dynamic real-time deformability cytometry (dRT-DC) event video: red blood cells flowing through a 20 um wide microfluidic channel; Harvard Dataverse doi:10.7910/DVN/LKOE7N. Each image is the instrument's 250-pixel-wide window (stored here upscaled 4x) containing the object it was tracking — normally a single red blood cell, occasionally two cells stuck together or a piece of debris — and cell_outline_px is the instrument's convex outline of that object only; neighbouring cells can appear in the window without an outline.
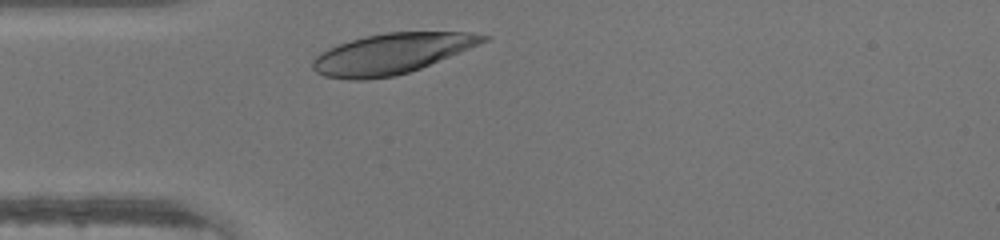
{"species": "human", "species_latin": "Homo sapiens", "temperature_condition": "warm", "stored_images_in_passage": 25, "camera_frame_rate_fps": 3000, "um_per_image_px": 0.085, "donor": {"sex": "male"}, "frame": {"image": 1, "passage_image": 2, "time_ms": 0.333, "image_size_px": [1000, 240], "cell_outline_px": [[492, 36], [488, 40], [480, 44], [420, 68], [396, 76], [364, 80], [348, 80], [324, 76], [316, 72], [312, 68], [312, 60], [320, 52], [328, 48], [352, 40], [368, 36], [388, 32], [472, 32]], "centroid_in_image_um": [33.28, 4.57], "position_along_channel_um": 51.7, "area_um2": 40.0}}
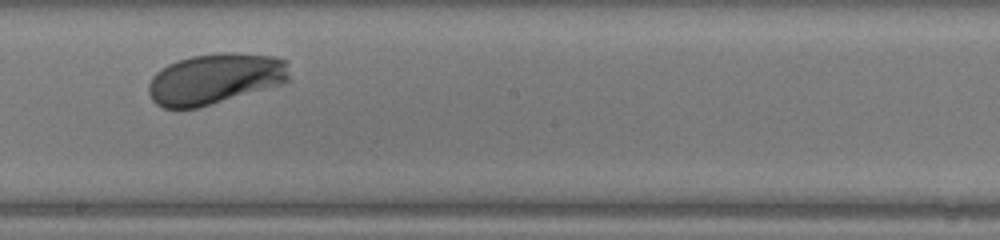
{"frame": {"image": 2, "passage_image": 15, "time_ms": 4.667, "image_size_px": [1000, 240], "cell_outline_px": [[292, 80], [280, 84], [200, 108], [164, 108], [156, 104], [152, 100], [148, 92], [148, 84], [152, 76], [160, 68], [176, 60], [192, 56], [220, 52], [236, 52], [276, 56], [288, 60]], "centroid_in_image_um": [18.31, 6.68], "position_along_channel_um": 229.9, "area_um2": 42.37}}
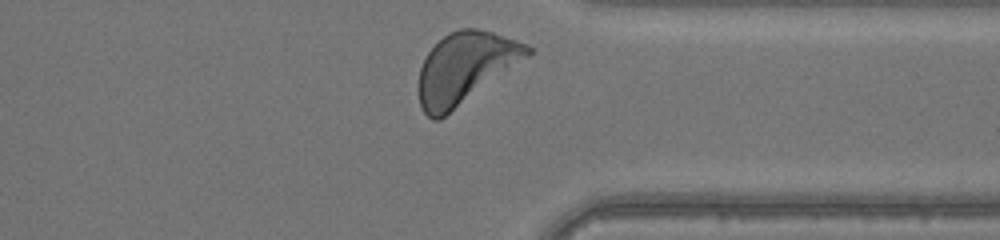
{"frame": {"image": 3, "passage_image": 25, "time_ms": 8.0, "image_size_px": [1000, 240], "cell_outline_px": [[536, 52], [440, 120], [432, 120], [424, 112], [420, 104], [416, 88], [420, 68], [428, 52], [448, 32], [460, 28], [476, 28], [492, 32], [528, 44]], "centroid_in_image_um": [39.55, 5.78], "position_along_channel_um": 371.9, "area_um2": 45.43}}